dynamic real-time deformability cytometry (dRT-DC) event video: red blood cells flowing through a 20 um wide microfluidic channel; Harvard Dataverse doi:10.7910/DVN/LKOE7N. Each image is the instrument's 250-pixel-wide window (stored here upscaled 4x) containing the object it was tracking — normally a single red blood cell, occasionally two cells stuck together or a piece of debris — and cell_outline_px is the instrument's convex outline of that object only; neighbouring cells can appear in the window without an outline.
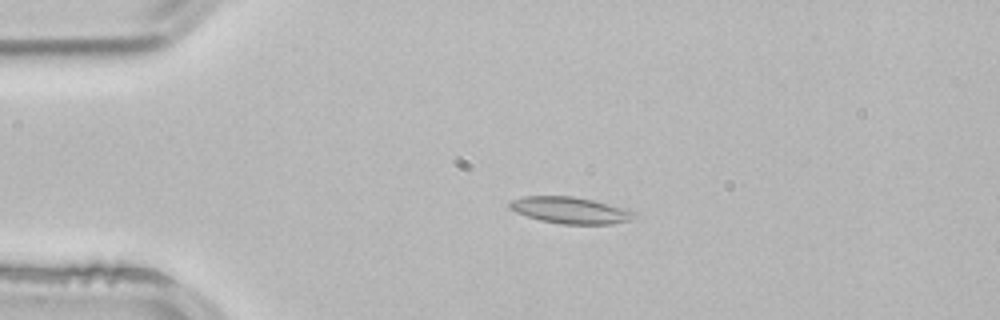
{"species": "common noctule bat (a hibernating species)", "species_latin": "Nyctalus noctula", "temperature_condition": "room temperature", "stored_images_in_passage": 3, "camera_frame_rate_fps": 3000, "um_per_image_px": 0.085, "animal": {"sex": "male", "body_mass_g": 21.5, "forearm_length_mm": 52.0}, "frame": {"image": 1, "passage_image": 2, "time_ms": 0.333, "image_size_px": [1000, 320], "cell_outline_px": [[640, 212], [632, 220], [612, 224], [564, 224], [540, 220], [516, 212], [508, 208], [508, 204], [512, 200], [524, 196], [572, 196], [592, 200], [628, 208]], "centroid_in_image_um": [48.55, 17.87], "position_along_channel_um": 36.4, "area_um2": 19.48}}